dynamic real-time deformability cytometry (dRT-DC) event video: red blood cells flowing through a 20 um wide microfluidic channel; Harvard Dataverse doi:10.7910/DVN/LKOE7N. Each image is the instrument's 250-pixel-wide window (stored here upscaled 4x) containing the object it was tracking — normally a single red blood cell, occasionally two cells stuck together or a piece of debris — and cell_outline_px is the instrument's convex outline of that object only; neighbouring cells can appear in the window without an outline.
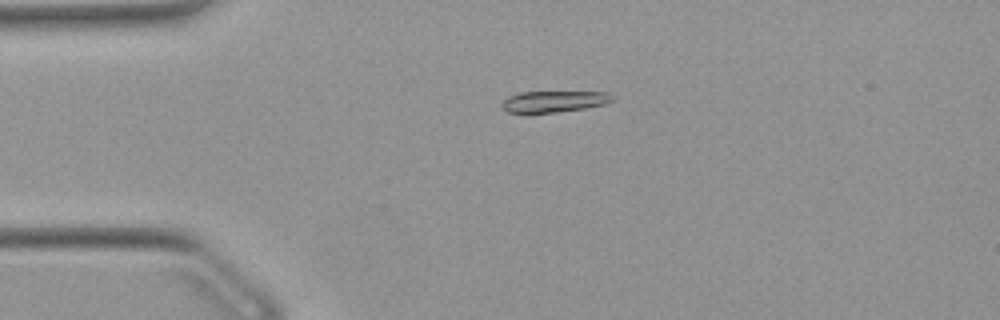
{"species": "Egyptian fruit bat (a non-hibernating species)", "species_latin": "Rousettus aegyptiacus", "temperature_condition": "warm", "stored_images_in_passage": 41, "camera_frame_rate_fps": 3000, "um_per_image_px": 0.085, "animal": {"sex": "female"}, "frame": {"image": 1, "passage_image": 1, "time_ms": 0.0, "image_size_px": [1000, 320], "cell_outline_px": [[616, 100], [604, 104], [584, 108], [556, 112], [508, 112], [504, 108], [504, 100], [508, 96], [520, 92], [608, 92], [616, 96]], "centroid_in_image_um": [47.19, 8.6], "position_along_channel_um": 37.8, "area_um2": 13.53}}
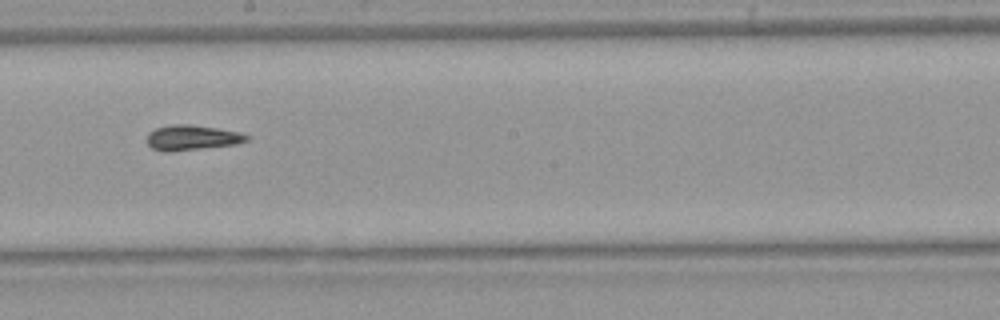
{"frame": {"image": 2, "passage_image": 18, "time_ms": 5.667, "image_size_px": [1000, 320], "cell_outline_px": [[252, 136], [248, 140], [236, 144], [168, 152], [164, 152], [152, 148], [148, 144], [148, 132], [156, 128], [172, 124], [188, 124], [216, 128], [240, 132]], "centroid_in_image_um": [16.33, 11.69], "position_along_channel_um": 231.9, "area_um2": 14.57}}
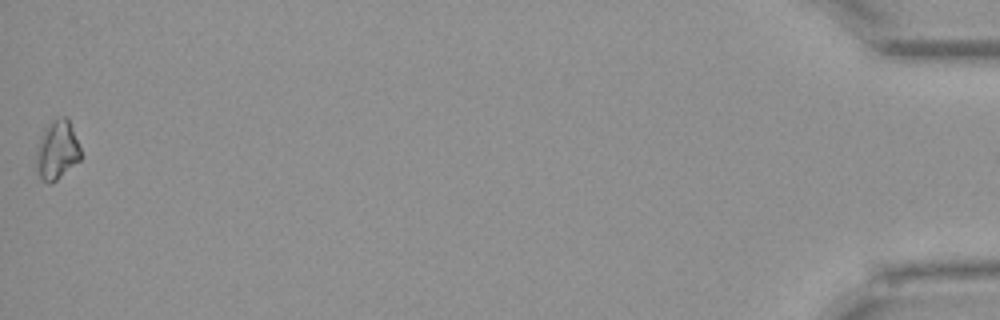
{"frame": {"image": 3, "passage_image": 41, "time_ms": 13.333, "image_size_px": [1000, 320], "cell_outline_px": [[80, 160], [52, 184], [48, 184], [40, 176], [36, 164], [36, 152], [40, 136], [44, 128], [52, 120], [60, 116], [68, 116], [80, 148]], "centroid_in_image_um": [4.85, 12.73], "position_along_channel_um": 430.4, "area_um2": 15.32}, "authors_computed_cell_mechanics": {"area_um2": 13.9298, "velocity_mm_per_s": 3.9286, "shape_relaxation_time_tau1_ms": 6.1849, "shape_relaxation_time_tau2_ms": 4.127, "deformation_change_tau1": 0.1849, "deformation_change_tau2": 0.1137}}